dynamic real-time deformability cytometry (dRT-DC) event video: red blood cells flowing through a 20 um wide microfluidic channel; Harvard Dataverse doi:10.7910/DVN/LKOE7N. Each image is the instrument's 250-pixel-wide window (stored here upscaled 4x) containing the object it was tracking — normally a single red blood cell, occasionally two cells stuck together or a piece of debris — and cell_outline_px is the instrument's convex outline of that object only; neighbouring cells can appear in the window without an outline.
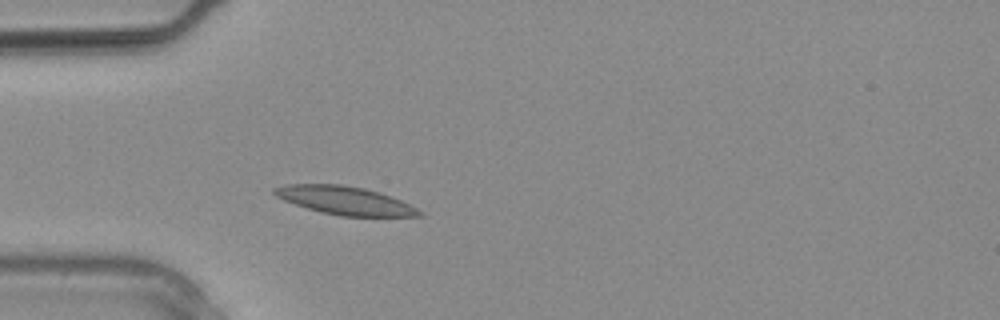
{"species": "common noctule bat (a hibernating species)", "species_latin": "Nyctalus noctula", "temperature_condition": "warm", "stored_images_in_passage": 5, "camera_frame_rate_fps": 3000, "um_per_image_px": 0.085, "animal": {"sex": "male", "body_mass_g": 20.4}, "frame": {"image": 1, "passage_image": 3, "time_ms": 0.667, "image_size_px": [1000, 320], "cell_outline_px": [[424, 216], [340, 216], [320, 212], [284, 200], [276, 196], [272, 192], [272, 188], [288, 184], [340, 184], [364, 188], [380, 192], [400, 200], [424, 212]], "centroid_in_image_um": [29.32, 17.04], "position_along_channel_um": 55.7, "area_um2": 23.76}}